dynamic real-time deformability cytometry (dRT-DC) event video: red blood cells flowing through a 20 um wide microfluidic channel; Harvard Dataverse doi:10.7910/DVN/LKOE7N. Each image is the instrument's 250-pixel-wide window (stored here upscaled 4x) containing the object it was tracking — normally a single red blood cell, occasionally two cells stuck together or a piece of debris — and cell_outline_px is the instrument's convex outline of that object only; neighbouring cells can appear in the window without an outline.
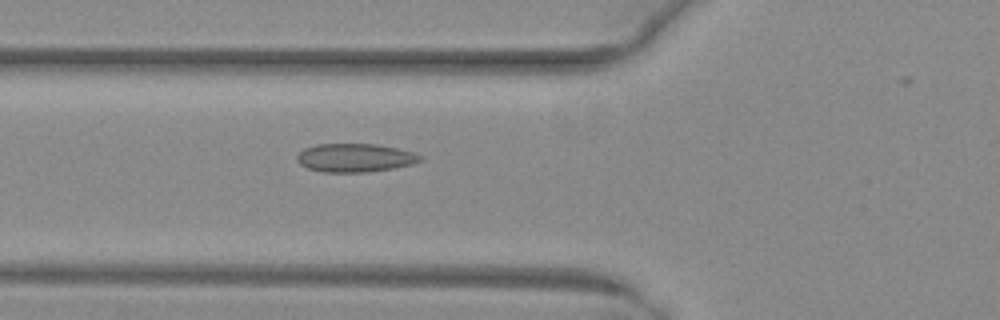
{"species": "common noctule bat (a hibernating species)", "species_latin": "Nyctalus noctula", "temperature_condition": "warm", "stored_images_in_passage": 46, "camera_frame_rate_fps": 3000, "um_per_image_px": 0.085, "animal": {"sex": "female", "body_mass_g": 29.2, "forearm_length_mm": 56.3}, "frame": {"image": 1, "passage_image": 20, "time_ms": 6.333, "image_size_px": [1000, 320], "cell_outline_px": [[424, 160], [412, 164], [392, 168], [368, 172], [324, 172], [308, 168], [300, 164], [296, 160], [296, 156], [304, 148], [316, 144], [376, 144], [396, 148], [412, 152], [424, 156]], "centroid_in_image_um": [30.18, 13.41], "position_along_channel_um": 95.6, "area_um2": 20.46}}
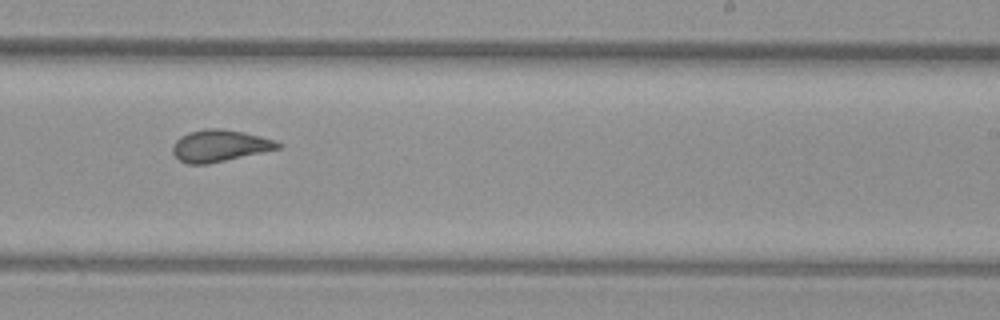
{"frame": {"image": 2, "passage_image": 33, "time_ms": 10.667, "image_size_px": [1000, 320], "cell_outline_px": [[284, 144], [280, 148], [208, 164], [188, 164], [180, 160], [172, 152], [172, 144], [180, 136], [188, 132], [204, 128], [216, 128], [244, 132], [276, 140]], "centroid_in_image_um": [18.67, 12.38], "position_along_channel_um": 270.3, "area_um2": 19.54}}
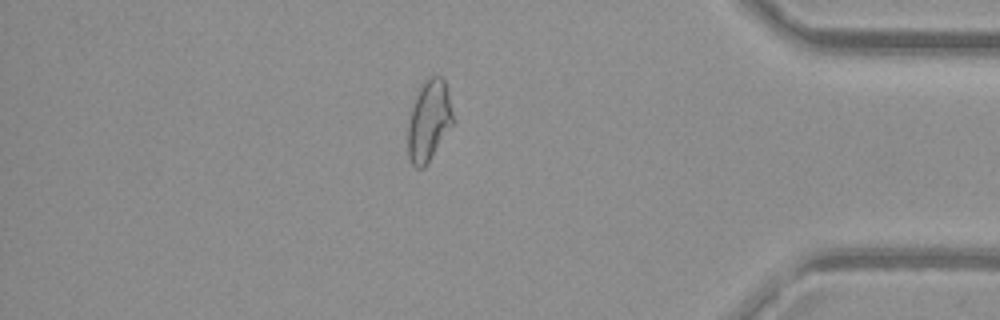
{"frame": {"image": 3, "passage_image": 45, "time_ms": 14.667, "image_size_px": [1000, 320], "cell_outline_px": [[452, 124], [424, 168], [416, 168], [412, 164], [408, 156], [408, 116], [416, 96], [424, 80], [428, 76], [440, 76], [444, 80], [448, 92], [452, 112]], "centroid_in_image_um": [36.42, 10.25], "position_along_channel_um": 398.8, "area_um2": 20.92}}